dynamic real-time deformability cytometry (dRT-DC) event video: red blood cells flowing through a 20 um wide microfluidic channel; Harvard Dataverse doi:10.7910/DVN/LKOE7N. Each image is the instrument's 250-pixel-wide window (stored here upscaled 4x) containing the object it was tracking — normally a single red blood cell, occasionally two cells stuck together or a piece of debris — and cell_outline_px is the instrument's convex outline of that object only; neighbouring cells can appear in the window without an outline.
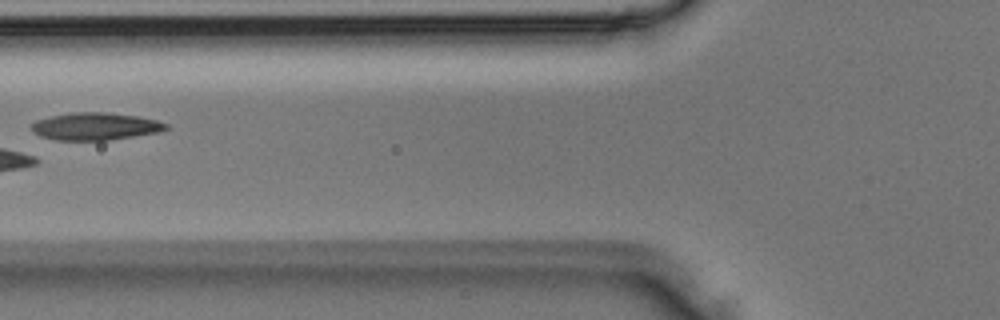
{"species": "Egyptian fruit bat (a non-hibernating species)", "species_latin": "Rousettus aegyptiacus", "temperature_condition": "room temperature", "stored_images_in_passage": 5, "camera_frame_rate_fps": 3000, "um_per_image_px": 0.085, "animal": {"sex": "male"}, "frame": {"image": 1, "passage_image": 5, "time_ms": 1.333, "image_size_px": [1000, 320], "cell_outline_px": [[168, 128], [160, 132], [112, 140], [56, 140], [40, 136], [32, 132], [32, 124], [36, 120], [52, 116], [72, 112], [104, 112], [136, 116], [156, 120], [168, 124]], "centroid_in_image_um": [8.11, 10.75], "position_along_channel_um": 117.7, "area_um2": 21.5}}